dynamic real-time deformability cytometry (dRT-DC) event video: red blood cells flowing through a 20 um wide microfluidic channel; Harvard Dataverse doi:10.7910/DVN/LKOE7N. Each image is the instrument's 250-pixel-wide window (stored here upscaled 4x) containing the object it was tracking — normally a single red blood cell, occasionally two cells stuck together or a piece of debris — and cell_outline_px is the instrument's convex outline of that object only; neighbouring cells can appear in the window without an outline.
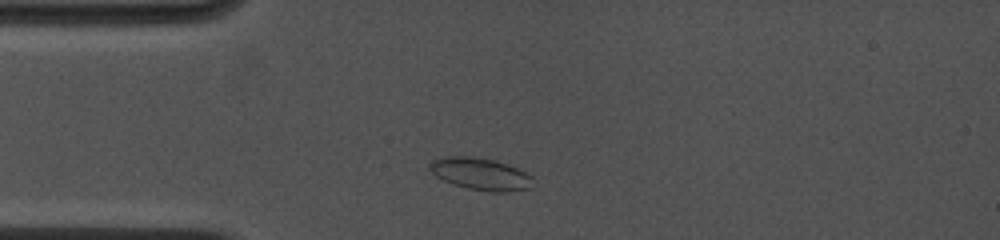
{"species": "common noctule bat (a hibernating species)", "species_latin": "Nyctalus noctula", "temperature_condition": "cold", "stored_images_in_passage": 12, "camera_frame_rate_fps": 4500, "um_per_image_px": 0.085, "animal": {"sex": "female", "body_mass_g": 19.0, "forearm_length_mm": 53.3}, "frame": {"image": 1, "passage_image": 2, "time_ms": 0.889, "image_size_px": [1000, 240], "cell_outline_px": [[532, 188], [508, 192], [492, 192], [468, 188], [444, 180], [436, 176], [428, 168], [428, 164], [432, 160], [444, 156], [472, 156], [496, 160], [508, 164], [532, 176]], "centroid_in_image_um": [40.85, 14.77], "position_along_channel_um": 44.2, "area_um2": 19.36}}
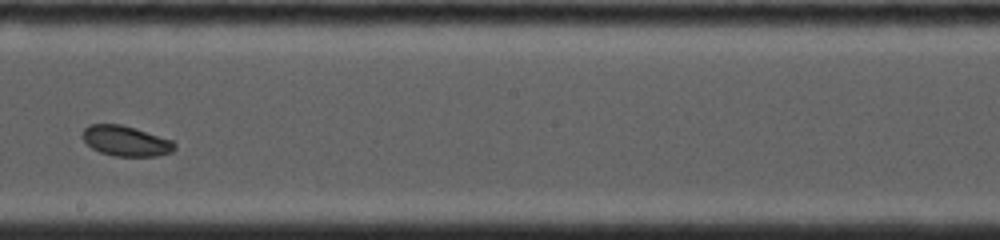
{"frame": {"image": 2, "passage_image": 7, "time_ms": 6.222, "image_size_px": [1000, 240], "cell_outline_px": [[176, 148], [172, 152], [156, 156], [116, 156], [100, 152], [92, 148], [80, 136], [84, 128], [88, 124], [120, 124], [136, 128], [172, 140], [176, 144]], "centroid_in_image_um": [10.69, 11.97], "position_along_channel_um": 237.5, "area_um2": 16.36}}
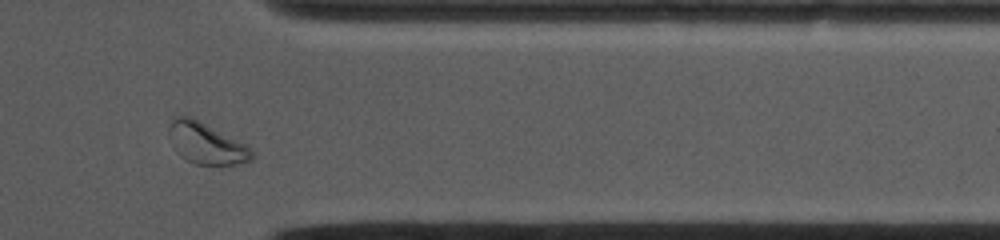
{"frame": {"image": 3, "passage_image": 11, "time_ms": 10.222, "image_size_px": [1000, 240], "cell_outline_px": [[252, 160], [244, 164], [192, 164], [176, 152], [168, 132], [168, 128], [172, 120], [176, 116], [192, 116], [252, 148]], "centroid_in_image_um": [17.52, 12.18], "position_along_channel_um": 393.9, "area_um2": 19.83}, "authors_computed_cell_mechanics": {"area_um2": 17.0221, "velocity_mm_per_s": 3.9265, "shape_relaxation_time_tau1_ms": null, "shape_relaxation_time_tau2_ms": 5.1564, "deformation_change_tau1": null, "deformation_change_tau2": 0.0793}}